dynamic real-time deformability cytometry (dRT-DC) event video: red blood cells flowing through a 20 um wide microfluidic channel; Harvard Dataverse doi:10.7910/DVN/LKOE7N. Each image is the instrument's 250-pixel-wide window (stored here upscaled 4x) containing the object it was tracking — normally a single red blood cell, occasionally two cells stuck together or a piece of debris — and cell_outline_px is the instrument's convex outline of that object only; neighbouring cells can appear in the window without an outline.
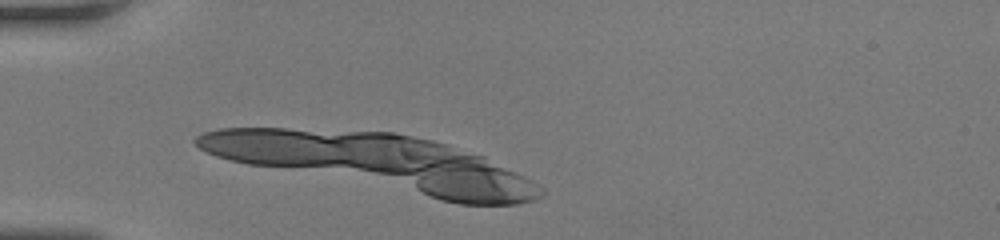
{"species": "human", "species_latin": "Homo sapiens", "temperature_condition": "room temperature", "stored_images_in_passage": 6, "camera_frame_rate_fps": 3000, "um_per_image_px": 0.085, "donor": {"sex": "female"}, "frame": {"image": 1, "passage_image": 1, "time_ms": 0.0, "image_size_px": [1000, 240], "cell_outline_px": [[404, 172], [392, 172], [268, 164], [272, 132], [300, 132], [336, 140]], "centroid_in_image_um": [27.23, 13.05], "position_along_channel_um": 57.8, "area_um2": 22.43}}